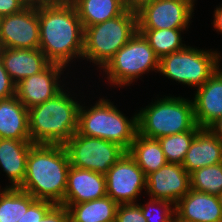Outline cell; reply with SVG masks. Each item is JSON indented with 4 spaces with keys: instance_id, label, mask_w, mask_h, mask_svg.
Here are the masks:
<instances>
[{
    "instance_id": "obj_1",
    "label": "cell",
    "mask_w": 222,
    "mask_h": 222,
    "mask_svg": "<svg viewBox=\"0 0 222 222\" xmlns=\"http://www.w3.org/2000/svg\"><path fill=\"white\" fill-rule=\"evenodd\" d=\"M39 49L51 63L67 67L82 58L84 27L73 4L38 6Z\"/></svg>"
},
{
    "instance_id": "obj_2",
    "label": "cell",
    "mask_w": 222,
    "mask_h": 222,
    "mask_svg": "<svg viewBox=\"0 0 222 222\" xmlns=\"http://www.w3.org/2000/svg\"><path fill=\"white\" fill-rule=\"evenodd\" d=\"M70 162L64 145L34 144L28 153L26 174L19 189L35 199L61 204Z\"/></svg>"
},
{
    "instance_id": "obj_3",
    "label": "cell",
    "mask_w": 222,
    "mask_h": 222,
    "mask_svg": "<svg viewBox=\"0 0 222 222\" xmlns=\"http://www.w3.org/2000/svg\"><path fill=\"white\" fill-rule=\"evenodd\" d=\"M62 89L53 98L28 109L33 144L64 145L78 130L80 103Z\"/></svg>"
},
{
    "instance_id": "obj_4",
    "label": "cell",
    "mask_w": 222,
    "mask_h": 222,
    "mask_svg": "<svg viewBox=\"0 0 222 222\" xmlns=\"http://www.w3.org/2000/svg\"><path fill=\"white\" fill-rule=\"evenodd\" d=\"M77 132L114 142L128 151L138 133L137 113L128 119L110 100L100 98L88 109L80 106Z\"/></svg>"
},
{
    "instance_id": "obj_5",
    "label": "cell",
    "mask_w": 222,
    "mask_h": 222,
    "mask_svg": "<svg viewBox=\"0 0 222 222\" xmlns=\"http://www.w3.org/2000/svg\"><path fill=\"white\" fill-rule=\"evenodd\" d=\"M159 99L137 113L138 134L158 139L192 130L197 125L192 100L180 96Z\"/></svg>"
},
{
    "instance_id": "obj_6",
    "label": "cell",
    "mask_w": 222,
    "mask_h": 222,
    "mask_svg": "<svg viewBox=\"0 0 222 222\" xmlns=\"http://www.w3.org/2000/svg\"><path fill=\"white\" fill-rule=\"evenodd\" d=\"M137 30V14L128 10L113 19L84 28L82 59L99 65L102 70Z\"/></svg>"
},
{
    "instance_id": "obj_7",
    "label": "cell",
    "mask_w": 222,
    "mask_h": 222,
    "mask_svg": "<svg viewBox=\"0 0 222 222\" xmlns=\"http://www.w3.org/2000/svg\"><path fill=\"white\" fill-rule=\"evenodd\" d=\"M186 46L160 58L159 70L168 79L190 87H201L219 68L221 54Z\"/></svg>"
},
{
    "instance_id": "obj_8",
    "label": "cell",
    "mask_w": 222,
    "mask_h": 222,
    "mask_svg": "<svg viewBox=\"0 0 222 222\" xmlns=\"http://www.w3.org/2000/svg\"><path fill=\"white\" fill-rule=\"evenodd\" d=\"M159 57L144 36L137 32L103 68L108 81L116 87L130 86L145 73L159 70ZM149 71V72H148ZM118 85V86H117Z\"/></svg>"
},
{
    "instance_id": "obj_9",
    "label": "cell",
    "mask_w": 222,
    "mask_h": 222,
    "mask_svg": "<svg viewBox=\"0 0 222 222\" xmlns=\"http://www.w3.org/2000/svg\"><path fill=\"white\" fill-rule=\"evenodd\" d=\"M70 166L105 175L127 152L120 145L76 132L65 144Z\"/></svg>"
},
{
    "instance_id": "obj_10",
    "label": "cell",
    "mask_w": 222,
    "mask_h": 222,
    "mask_svg": "<svg viewBox=\"0 0 222 222\" xmlns=\"http://www.w3.org/2000/svg\"><path fill=\"white\" fill-rule=\"evenodd\" d=\"M106 192L119 204H135L143 189L146 175L126 152L105 174Z\"/></svg>"
},
{
    "instance_id": "obj_11",
    "label": "cell",
    "mask_w": 222,
    "mask_h": 222,
    "mask_svg": "<svg viewBox=\"0 0 222 222\" xmlns=\"http://www.w3.org/2000/svg\"><path fill=\"white\" fill-rule=\"evenodd\" d=\"M39 42L38 6L27 5L18 13L0 17L2 48L38 49Z\"/></svg>"
},
{
    "instance_id": "obj_12",
    "label": "cell",
    "mask_w": 222,
    "mask_h": 222,
    "mask_svg": "<svg viewBox=\"0 0 222 222\" xmlns=\"http://www.w3.org/2000/svg\"><path fill=\"white\" fill-rule=\"evenodd\" d=\"M193 8L187 0H155L137 13L138 29H188Z\"/></svg>"
},
{
    "instance_id": "obj_13",
    "label": "cell",
    "mask_w": 222,
    "mask_h": 222,
    "mask_svg": "<svg viewBox=\"0 0 222 222\" xmlns=\"http://www.w3.org/2000/svg\"><path fill=\"white\" fill-rule=\"evenodd\" d=\"M66 67L50 63L43 71L20 80L15 86V96L27 108L53 98L63 88L59 79Z\"/></svg>"
},
{
    "instance_id": "obj_14",
    "label": "cell",
    "mask_w": 222,
    "mask_h": 222,
    "mask_svg": "<svg viewBox=\"0 0 222 222\" xmlns=\"http://www.w3.org/2000/svg\"><path fill=\"white\" fill-rule=\"evenodd\" d=\"M189 190L190 174L182 164L167 163L146 176V193L150 198L175 205Z\"/></svg>"
},
{
    "instance_id": "obj_15",
    "label": "cell",
    "mask_w": 222,
    "mask_h": 222,
    "mask_svg": "<svg viewBox=\"0 0 222 222\" xmlns=\"http://www.w3.org/2000/svg\"><path fill=\"white\" fill-rule=\"evenodd\" d=\"M107 196L105 175L70 166L64 200L61 204H78Z\"/></svg>"
},
{
    "instance_id": "obj_16",
    "label": "cell",
    "mask_w": 222,
    "mask_h": 222,
    "mask_svg": "<svg viewBox=\"0 0 222 222\" xmlns=\"http://www.w3.org/2000/svg\"><path fill=\"white\" fill-rule=\"evenodd\" d=\"M195 121L200 128H208L222 117V69L218 70L196 89L192 100Z\"/></svg>"
},
{
    "instance_id": "obj_17",
    "label": "cell",
    "mask_w": 222,
    "mask_h": 222,
    "mask_svg": "<svg viewBox=\"0 0 222 222\" xmlns=\"http://www.w3.org/2000/svg\"><path fill=\"white\" fill-rule=\"evenodd\" d=\"M175 215L187 222H222L219 197L190 189L175 204Z\"/></svg>"
},
{
    "instance_id": "obj_18",
    "label": "cell",
    "mask_w": 222,
    "mask_h": 222,
    "mask_svg": "<svg viewBox=\"0 0 222 222\" xmlns=\"http://www.w3.org/2000/svg\"><path fill=\"white\" fill-rule=\"evenodd\" d=\"M0 58L15 84L26 77L43 71L51 63L39 48H2Z\"/></svg>"
},
{
    "instance_id": "obj_19",
    "label": "cell",
    "mask_w": 222,
    "mask_h": 222,
    "mask_svg": "<svg viewBox=\"0 0 222 222\" xmlns=\"http://www.w3.org/2000/svg\"><path fill=\"white\" fill-rule=\"evenodd\" d=\"M220 163H222V142L208 128H200L182 166L190 174L196 169Z\"/></svg>"
},
{
    "instance_id": "obj_20",
    "label": "cell",
    "mask_w": 222,
    "mask_h": 222,
    "mask_svg": "<svg viewBox=\"0 0 222 222\" xmlns=\"http://www.w3.org/2000/svg\"><path fill=\"white\" fill-rule=\"evenodd\" d=\"M31 140L0 138V166L6 173L11 185L6 188H19L25 178L27 158Z\"/></svg>"
},
{
    "instance_id": "obj_21",
    "label": "cell",
    "mask_w": 222,
    "mask_h": 222,
    "mask_svg": "<svg viewBox=\"0 0 222 222\" xmlns=\"http://www.w3.org/2000/svg\"><path fill=\"white\" fill-rule=\"evenodd\" d=\"M0 138L30 140L28 109L16 96L0 100Z\"/></svg>"
},
{
    "instance_id": "obj_22",
    "label": "cell",
    "mask_w": 222,
    "mask_h": 222,
    "mask_svg": "<svg viewBox=\"0 0 222 222\" xmlns=\"http://www.w3.org/2000/svg\"><path fill=\"white\" fill-rule=\"evenodd\" d=\"M72 4L84 28L113 19L126 10L123 0H73Z\"/></svg>"
},
{
    "instance_id": "obj_23",
    "label": "cell",
    "mask_w": 222,
    "mask_h": 222,
    "mask_svg": "<svg viewBox=\"0 0 222 222\" xmlns=\"http://www.w3.org/2000/svg\"><path fill=\"white\" fill-rule=\"evenodd\" d=\"M65 205L70 222H115L118 204L109 196L78 204Z\"/></svg>"
},
{
    "instance_id": "obj_24",
    "label": "cell",
    "mask_w": 222,
    "mask_h": 222,
    "mask_svg": "<svg viewBox=\"0 0 222 222\" xmlns=\"http://www.w3.org/2000/svg\"><path fill=\"white\" fill-rule=\"evenodd\" d=\"M127 152L146 176L168 163L158 139L147 138L138 133Z\"/></svg>"
},
{
    "instance_id": "obj_25",
    "label": "cell",
    "mask_w": 222,
    "mask_h": 222,
    "mask_svg": "<svg viewBox=\"0 0 222 222\" xmlns=\"http://www.w3.org/2000/svg\"><path fill=\"white\" fill-rule=\"evenodd\" d=\"M36 199L19 188L0 191V222H18Z\"/></svg>"
},
{
    "instance_id": "obj_26",
    "label": "cell",
    "mask_w": 222,
    "mask_h": 222,
    "mask_svg": "<svg viewBox=\"0 0 222 222\" xmlns=\"http://www.w3.org/2000/svg\"><path fill=\"white\" fill-rule=\"evenodd\" d=\"M184 30L186 29H138L159 59L186 47L181 37Z\"/></svg>"
},
{
    "instance_id": "obj_27",
    "label": "cell",
    "mask_w": 222,
    "mask_h": 222,
    "mask_svg": "<svg viewBox=\"0 0 222 222\" xmlns=\"http://www.w3.org/2000/svg\"><path fill=\"white\" fill-rule=\"evenodd\" d=\"M200 129L196 125L192 130L158 138L168 163L182 164L190 145Z\"/></svg>"
},
{
    "instance_id": "obj_28",
    "label": "cell",
    "mask_w": 222,
    "mask_h": 222,
    "mask_svg": "<svg viewBox=\"0 0 222 222\" xmlns=\"http://www.w3.org/2000/svg\"><path fill=\"white\" fill-rule=\"evenodd\" d=\"M190 189L219 196L222 193V163L190 173Z\"/></svg>"
},
{
    "instance_id": "obj_29",
    "label": "cell",
    "mask_w": 222,
    "mask_h": 222,
    "mask_svg": "<svg viewBox=\"0 0 222 222\" xmlns=\"http://www.w3.org/2000/svg\"><path fill=\"white\" fill-rule=\"evenodd\" d=\"M138 205L141 207V211L147 222H172L175 216V205L170 201L150 198L146 204Z\"/></svg>"
},
{
    "instance_id": "obj_30",
    "label": "cell",
    "mask_w": 222,
    "mask_h": 222,
    "mask_svg": "<svg viewBox=\"0 0 222 222\" xmlns=\"http://www.w3.org/2000/svg\"><path fill=\"white\" fill-rule=\"evenodd\" d=\"M115 222H147L143 216L141 207L138 203L135 204H119Z\"/></svg>"
},
{
    "instance_id": "obj_31",
    "label": "cell",
    "mask_w": 222,
    "mask_h": 222,
    "mask_svg": "<svg viewBox=\"0 0 222 222\" xmlns=\"http://www.w3.org/2000/svg\"><path fill=\"white\" fill-rule=\"evenodd\" d=\"M53 205V202L36 199L18 222H39Z\"/></svg>"
},
{
    "instance_id": "obj_32",
    "label": "cell",
    "mask_w": 222,
    "mask_h": 222,
    "mask_svg": "<svg viewBox=\"0 0 222 222\" xmlns=\"http://www.w3.org/2000/svg\"><path fill=\"white\" fill-rule=\"evenodd\" d=\"M39 222H70L69 210L65 205L54 204Z\"/></svg>"
},
{
    "instance_id": "obj_33",
    "label": "cell",
    "mask_w": 222,
    "mask_h": 222,
    "mask_svg": "<svg viewBox=\"0 0 222 222\" xmlns=\"http://www.w3.org/2000/svg\"><path fill=\"white\" fill-rule=\"evenodd\" d=\"M15 86L0 58V100L15 96Z\"/></svg>"
},
{
    "instance_id": "obj_34",
    "label": "cell",
    "mask_w": 222,
    "mask_h": 222,
    "mask_svg": "<svg viewBox=\"0 0 222 222\" xmlns=\"http://www.w3.org/2000/svg\"><path fill=\"white\" fill-rule=\"evenodd\" d=\"M25 7L21 0H0V17L18 13Z\"/></svg>"
},
{
    "instance_id": "obj_35",
    "label": "cell",
    "mask_w": 222,
    "mask_h": 222,
    "mask_svg": "<svg viewBox=\"0 0 222 222\" xmlns=\"http://www.w3.org/2000/svg\"><path fill=\"white\" fill-rule=\"evenodd\" d=\"M153 1L155 0H123V3L126 10L137 14Z\"/></svg>"
},
{
    "instance_id": "obj_36",
    "label": "cell",
    "mask_w": 222,
    "mask_h": 222,
    "mask_svg": "<svg viewBox=\"0 0 222 222\" xmlns=\"http://www.w3.org/2000/svg\"><path fill=\"white\" fill-rule=\"evenodd\" d=\"M73 0H30V5L42 6V5H64L72 4Z\"/></svg>"
},
{
    "instance_id": "obj_37",
    "label": "cell",
    "mask_w": 222,
    "mask_h": 222,
    "mask_svg": "<svg viewBox=\"0 0 222 222\" xmlns=\"http://www.w3.org/2000/svg\"><path fill=\"white\" fill-rule=\"evenodd\" d=\"M216 10L214 11V20H213V27L215 30L219 33L222 34V4L219 7L215 8Z\"/></svg>"
},
{
    "instance_id": "obj_38",
    "label": "cell",
    "mask_w": 222,
    "mask_h": 222,
    "mask_svg": "<svg viewBox=\"0 0 222 222\" xmlns=\"http://www.w3.org/2000/svg\"><path fill=\"white\" fill-rule=\"evenodd\" d=\"M208 129L222 142V117L214 121Z\"/></svg>"
},
{
    "instance_id": "obj_39",
    "label": "cell",
    "mask_w": 222,
    "mask_h": 222,
    "mask_svg": "<svg viewBox=\"0 0 222 222\" xmlns=\"http://www.w3.org/2000/svg\"><path fill=\"white\" fill-rule=\"evenodd\" d=\"M172 222H187V221H184V220H182V219H179V218L175 215Z\"/></svg>"
},
{
    "instance_id": "obj_40",
    "label": "cell",
    "mask_w": 222,
    "mask_h": 222,
    "mask_svg": "<svg viewBox=\"0 0 222 222\" xmlns=\"http://www.w3.org/2000/svg\"><path fill=\"white\" fill-rule=\"evenodd\" d=\"M26 6L30 5V0H21Z\"/></svg>"
},
{
    "instance_id": "obj_41",
    "label": "cell",
    "mask_w": 222,
    "mask_h": 222,
    "mask_svg": "<svg viewBox=\"0 0 222 222\" xmlns=\"http://www.w3.org/2000/svg\"><path fill=\"white\" fill-rule=\"evenodd\" d=\"M218 197H219V201H220V205H221V209H222V193Z\"/></svg>"
},
{
    "instance_id": "obj_42",
    "label": "cell",
    "mask_w": 222,
    "mask_h": 222,
    "mask_svg": "<svg viewBox=\"0 0 222 222\" xmlns=\"http://www.w3.org/2000/svg\"><path fill=\"white\" fill-rule=\"evenodd\" d=\"M188 2L194 7L195 0H188Z\"/></svg>"
}]
</instances>
